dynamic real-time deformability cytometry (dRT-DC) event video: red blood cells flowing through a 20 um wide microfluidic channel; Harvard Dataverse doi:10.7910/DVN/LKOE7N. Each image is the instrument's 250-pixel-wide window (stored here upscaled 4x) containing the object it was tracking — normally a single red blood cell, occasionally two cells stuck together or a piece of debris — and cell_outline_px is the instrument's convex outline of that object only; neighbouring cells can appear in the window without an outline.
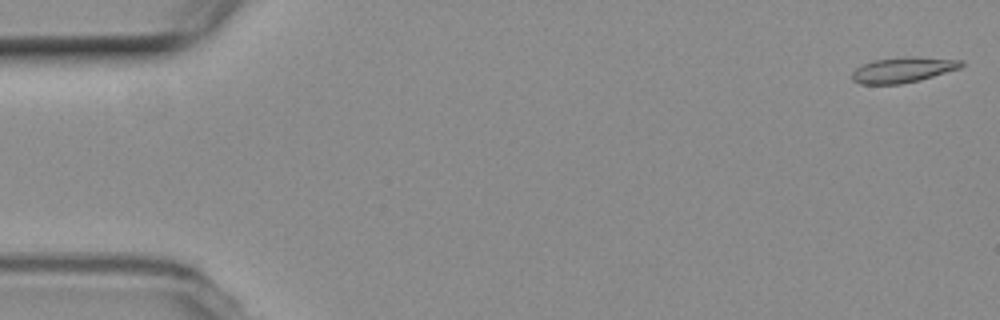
{"species": "common noctule bat (a hibernating species)", "species_latin": "Nyctalus noctula", "temperature_condition": "room temperature", "stored_images_in_passage": 57, "camera_frame_rate_fps": 3000, "um_per_image_px": 0.085, "animal": {"sex": "female", "body_mass_g": 19.3, "forearm_length_mm": 54.1}, "frame": {"image": 1, "passage_image": 2, "time_ms": 0.333, "image_size_px": [1000, 320], "cell_outline_px": [[964, 64], [956, 68], [932, 76], [916, 80], [896, 84], [864, 84], [856, 80], [852, 76], [852, 72], [856, 68], [864, 64], [876, 60], [960, 60]], "centroid_in_image_um": [76.62, 6.0], "position_along_channel_um": 8.4, "area_um2": 14.16}}
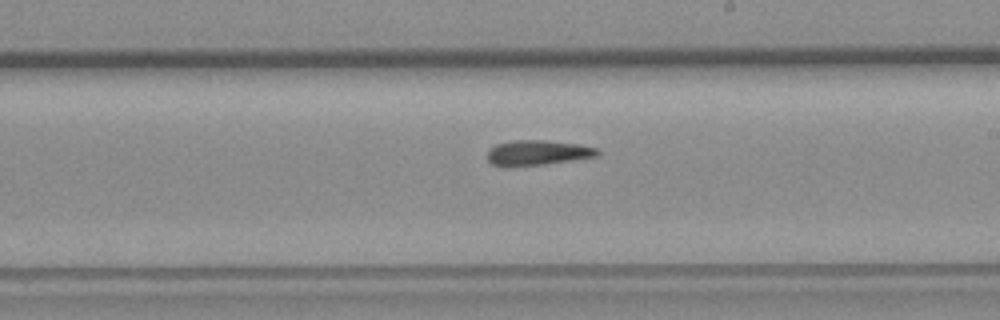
{"frame": {"image": 2, "passage_image": 33, "time_ms": 10.667, "image_size_px": [1000, 320], "cell_outline_px": [[600, 152], [596, 156], [540, 164], [492, 164], [488, 160], [488, 152], [496, 144], [520, 140], [540, 140], [576, 144], [596, 148]], "centroid_in_image_um": [45.72, 12.95], "position_along_channel_um": 243.3, "area_um2": 14.97}}
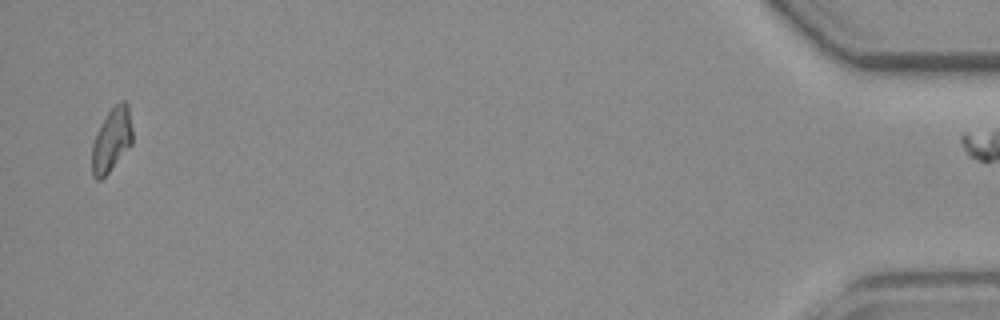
{"frame": {"image": 3, "passage_image": 56, "time_ms": 18.333, "image_size_px": [1000, 320], "cell_outline_px": [[132, 144], [108, 172], [100, 180], [96, 180], [92, 176], [92, 144], [96, 132], [100, 124], [108, 112], [120, 100], [124, 100], [128, 104], [132, 128]], "centroid_in_image_um": [9.48, 11.87], "position_along_channel_um": 425.7, "area_um2": 15.03}}